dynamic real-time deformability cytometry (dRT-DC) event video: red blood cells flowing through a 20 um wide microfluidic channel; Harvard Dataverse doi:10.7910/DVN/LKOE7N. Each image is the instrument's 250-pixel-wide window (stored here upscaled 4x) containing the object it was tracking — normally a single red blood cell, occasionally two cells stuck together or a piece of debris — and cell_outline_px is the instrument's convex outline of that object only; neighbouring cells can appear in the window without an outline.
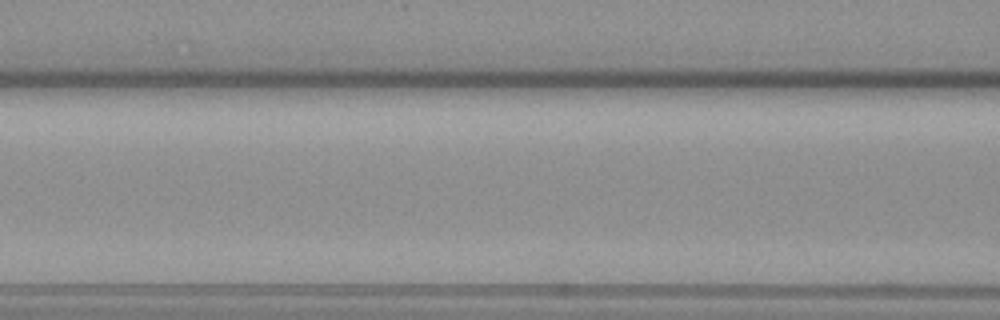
{"species": "common noctule bat (a hibernating species)", "species_latin": "Nyctalus noctula", "temperature_condition": "warm", "stored_images_in_passage": 4, "camera_frame_rate_fps": 3000, "um_per_image_px": 0.085, "animal": {"sex": "female", "body_mass_g": 19.3, "forearm_length_mm": 54.1}, "frame": {"image": 1, "passage_image": 4, "time_ms": 1.0, "image_size_px": [1000, 320], "cell_outline_px": [[684, 192], [668, 200], [628, 200], [600, 192], [592, 188], [592, 184], [596, 180], [660, 180], [676, 184], [684, 188]], "centroid_in_image_um": [54.3, 16.09], "position_along_channel_um": 112.3, "area_um2": 10.81}}